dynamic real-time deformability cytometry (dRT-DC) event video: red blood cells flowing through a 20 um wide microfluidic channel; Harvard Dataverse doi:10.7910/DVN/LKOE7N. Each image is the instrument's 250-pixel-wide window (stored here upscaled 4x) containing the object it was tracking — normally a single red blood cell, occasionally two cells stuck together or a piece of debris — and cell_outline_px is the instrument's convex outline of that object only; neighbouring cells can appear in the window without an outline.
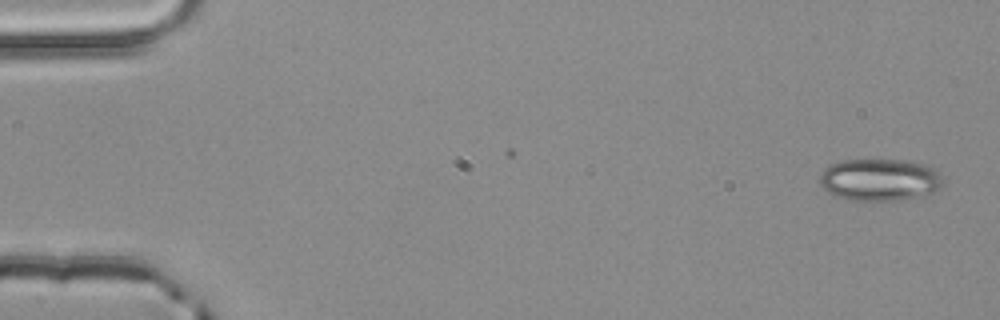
{"species": "common noctule bat (a hibernating species)", "species_latin": "Nyctalus noctula", "temperature_condition": "room temperature", "stored_images_in_passage": 2, "camera_frame_rate_fps": 3000, "um_per_image_px": 0.085, "animal": {"sex": "male", "body_mass_g": 20.4}, "frame": {"image": 1, "passage_image": 2, "time_ms": 0.333, "image_size_px": [1000, 320], "cell_outline_px": [[944, 184], [940, 188], [924, 196], [896, 200], [848, 200], [828, 192], [820, 184], [820, 172], [824, 168], [832, 164], [844, 160], [900, 160], [924, 164], [936, 168], [944, 176]], "centroid_in_image_um": [74.83, 15.28], "position_along_channel_um": 10.2, "area_um2": 30.46}}